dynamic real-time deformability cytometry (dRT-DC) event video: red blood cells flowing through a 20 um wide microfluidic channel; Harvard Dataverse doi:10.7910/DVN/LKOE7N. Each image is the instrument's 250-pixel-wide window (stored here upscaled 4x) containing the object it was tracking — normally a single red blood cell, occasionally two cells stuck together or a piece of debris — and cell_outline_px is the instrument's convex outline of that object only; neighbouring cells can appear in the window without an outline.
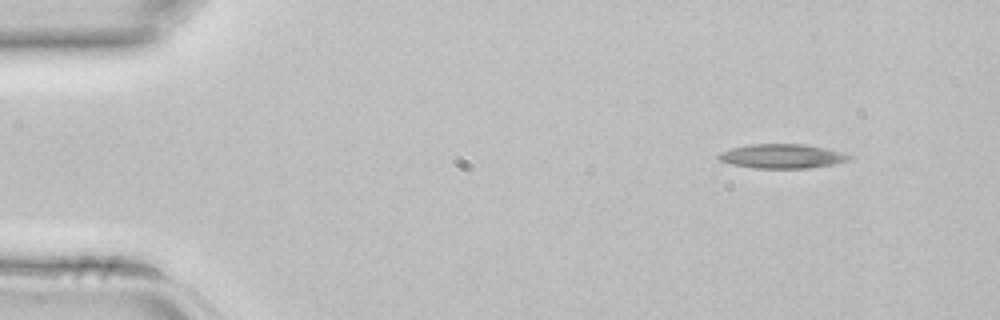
{"species": "common noctule bat (a hibernating species)", "species_latin": "Nyctalus noctula", "temperature_condition": "room temperature", "stored_images_in_passage": 2, "camera_frame_rate_fps": 3000, "um_per_image_px": 0.085, "animal": {"sex": "female", "body_mass_g": 22.7, "forearm_length_mm": 54.2}, "frame": {"image": 1, "passage_image": 1, "time_ms": 0.0, "image_size_px": [1000, 320], "cell_outline_px": [[856, 156], [852, 160], [832, 164], [808, 168], [752, 168], [732, 164], [720, 160], [716, 156], [720, 152], [732, 148], [752, 144], [808, 144]], "centroid_in_image_um": [66.51, 13.27], "position_along_channel_um": 18.5, "area_um2": 18.5}}